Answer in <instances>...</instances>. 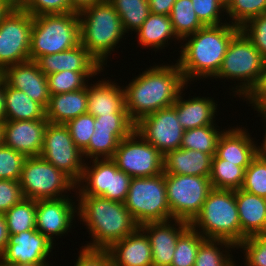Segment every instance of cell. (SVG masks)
<instances>
[{
	"label": "cell",
	"instance_id": "d4e9b609",
	"mask_svg": "<svg viewBox=\"0 0 266 266\" xmlns=\"http://www.w3.org/2000/svg\"><path fill=\"white\" fill-rule=\"evenodd\" d=\"M98 82V83H97ZM87 85V113L97 116L113 115L118 111H127L125 107V91L113 81L98 80Z\"/></svg>",
	"mask_w": 266,
	"mask_h": 266
},
{
	"label": "cell",
	"instance_id": "83f0119b",
	"mask_svg": "<svg viewBox=\"0 0 266 266\" xmlns=\"http://www.w3.org/2000/svg\"><path fill=\"white\" fill-rule=\"evenodd\" d=\"M87 86L80 90L50 95L46 119L53 124H66L69 120L87 113Z\"/></svg>",
	"mask_w": 266,
	"mask_h": 266
},
{
	"label": "cell",
	"instance_id": "f1b7e54d",
	"mask_svg": "<svg viewBox=\"0 0 266 266\" xmlns=\"http://www.w3.org/2000/svg\"><path fill=\"white\" fill-rule=\"evenodd\" d=\"M16 120H47L46 109L5 82V121Z\"/></svg>",
	"mask_w": 266,
	"mask_h": 266
},
{
	"label": "cell",
	"instance_id": "bcb514c9",
	"mask_svg": "<svg viewBox=\"0 0 266 266\" xmlns=\"http://www.w3.org/2000/svg\"><path fill=\"white\" fill-rule=\"evenodd\" d=\"M94 122L95 117L86 113L69 120L65 124L70 131L73 142L81 151L89 145L91 136L95 129Z\"/></svg>",
	"mask_w": 266,
	"mask_h": 266
},
{
	"label": "cell",
	"instance_id": "91938a15",
	"mask_svg": "<svg viewBox=\"0 0 266 266\" xmlns=\"http://www.w3.org/2000/svg\"><path fill=\"white\" fill-rule=\"evenodd\" d=\"M0 266H33V265H23V264L7 262L0 256Z\"/></svg>",
	"mask_w": 266,
	"mask_h": 266
},
{
	"label": "cell",
	"instance_id": "5bb4252c",
	"mask_svg": "<svg viewBox=\"0 0 266 266\" xmlns=\"http://www.w3.org/2000/svg\"><path fill=\"white\" fill-rule=\"evenodd\" d=\"M40 156L66 174L76 185L84 169L82 151L75 145L65 124H47Z\"/></svg>",
	"mask_w": 266,
	"mask_h": 266
},
{
	"label": "cell",
	"instance_id": "7402d4cb",
	"mask_svg": "<svg viewBox=\"0 0 266 266\" xmlns=\"http://www.w3.org/2000/svg\"><path fill=\"white\" fill-rule=\"evenodd\" d=\"M243 128V129H242ZM231 128L224 131L218 141L215 156L241 166L244 170L251 161L258 155V146L254 138L244 127Z\"/></svg>",
	"mask_w": 266,
	"mask_h": 266
},
{
	"label": "cell",
	"instance_id": "7dc6e473",
	"mask_svg": "<svg viewBox=\"0 0 266 266\" xmlns=\"http://www.w3.org/2000/svg\"><path fill=\"white\" fill-rule=\"evenodd\" d=\"M239 248L244 250L245 266H266V234L247 237Z\"/></svg>",
	"mask_w": 266,
	"mask_h": 266
},
{
	"label": "cell",
	"instance_id": "4fadbf2b",
	"mask_svg": "<svg viewBox=\"0 0 266 266\" xmlns=\"http://www.w3.org/2000/svg\"><path fill=\"white\" fill-rule=\"evenodd\" d=\"M164 155L136 130L119 142L112 160L131 178L151 177L163 173Z\"/></svg>",
	"mask_w": 266,
	"mask_h": 266
},
{
	"label": "cell",
	"instance_id": "9f6ffc18",
	"mask_svg": "<svg viewBox=\"0 0 266 266\" xmlns=\"http://www.w3.org/2000/svg\"><path fill=\"white\" fill-rule=\"evenodd\" d=\"M5 121V80L0 75V122Z\"/></svg>",
	"mask_w": 266,
	"mask_h": 266
},
{
	"label": "cell",
	"instance_id": "5b68a950",
	"mask_svg": "<svg viewBox=\"0 0 266 266\" xmlns=\"http://www.w3.org/2000/svg\"><path fill=\"white\" fill-rule=\"evenodd\" d=\"M190 226L205 239H223L238 246L241 226L235 191L213 188Z\"/></svg>",
	"mask_w": 266,
	"mask_h": 266
},
{
	"label": "cell",
	"instance_id": "94428289",
	"mask_svg": "<svg viewBox=\"0 0 266 266\" xmlns=\"http://www.w3.org/2000/svg\"><path fill=\"white\" fill-rule=\"evenodd\" d=\"M3 144V122H0V146Z\"/></svg>",
	"mask_w": 266,
	"mask_h": 266
},
{
	"label": "cell",
	"instance_id": "680465c9",
	"mask_svg": "<svg viewBox=\"0 0 266 266\" xmlns=\"http://www.w3.org/2000/svg\"><path fill=\"white\" fill-rule=\"evenodd\" d=\"M14 5L10 0H0V22L2 17L10 10V8Z\"/></svg>",
	"mask_w": 266,
	"mask_h": 266
},
{
	"label": "cell",
	"instance_id": "8d00e7d4",
	"mask_svg": "<svg viewBox=\"0 0 266 266\" xmlns=\"http://www.w3.org/2000/svg\"><path fill=\"white\" fill-rule=\"evenodd\" d=\"M205 238L189 226L178 238L171 266H194L197 251Z\"/></svg>",
	"mask_w": 266,
	"mask_h": 266
},
{
	"label": "cell",
	"instance_id": "44dd1931",
	"mask_svg": "<svg viewBox=\"0 0 266 266\" xmlns=\"http://www.w3.org/2000/svg\"><path fill=\"white\" fill-rule=\"evenodd\" d=\"M35 62L46 76L64 70L101 73L104 69L81 43L63 52L42 55Z\"/></svg>",
	"mask_w": 266,
	"mask_h": 266
},
{
	"label": "cell",
	"instance_id": "1f68e13d",
	"mask_svg": "<svg viewBox=\"0 0 266 266\" xmlns=\"http://www.w3.org/2000/svg\"><path fill=\"white\" fill-rule=\"evenodd\" d=\"M214 125H205L184 130L180 148L197 150L209 155H215L217 144L224 129L219 131ZM218 130V131H217Z\"/></svg>",
	"mask_w": 266,
	"mask_h": 266
},
{
	"label": "cell",
	"instance_id": "f35d334b",
	"mask_svg": "<svg viewBox=\"0 0 266 266\" xmlns=\"http://www.w3.org/2000/svg\"><path fill=\"white\" fill-rule=\"evenodd\" d=\"M98 72H73L64 70L47 76L50 95L63 94L85 88L90 77ZM87 79V80H86ZM87 82V83H86Z\"/></svg>",
	"mask_w": 266,
	"mask_h": 266
},
{
	"label": "cell",
	"instance_id": "603a6c76",
	"mask_svg": "<svg viewBox=\"0 0 266 266\" xmlns=\"http://www.w3.org/2000/svg\"><path fill=\"white\" fill-rule=\"evenodd\" d=\"M107 250L114 266H152L150 241L140 227Z\"/></svg>",
	"mask_w": 266,
	"mask_h": 266
},
{
	"label": "cell",
	"instance_id": "836d02e7",
	"mask_svg": "<svg viewBox=\"0 0 266 266\" xmlns=\"http://www.w3.org/2000/svg\"><path fill=\"white\" fill-rule=\"evenodd\" d=\"M118 13L125 33L137 31L150 14L148 0H108Z\"/></svg>",
	"mask_w": 266,
	"mask_h": 266
},
{
	"label": "cell",
	"instance_id": "4dcf8cb0",
	"mask_svg": "<svg viewBox=\"0 0 266 266\" xmlns=\"http://www.w3.org/2000/svg\"><path fill=\"white\" fill-rule=\"evenodd\" d=\"M244 175L245 170L241 166L213 156L209 176L213 188L239 190L243 186Z\"/></svg>",
	"mask_w": 266,
	"mask_h": 266
},
{
	"label": "cell",
	"instance_id": "7a4b0ae2",
	"mask_svg": "<svg viewBox=\"0 0 266 266\" xmlns=\"http://www.w3.org/2000/svg\"><path fill=\"white\" fill-rule=\"evenodd\" d=\"M241 28L228 23L204 26L182 40L180 58L176 61L186 84L200 78L215 77L222 65L231 39ZM187 38V39H186Z\"/></svg>",
	"mask_w": 266,
	"mask_h": 266
},
{
	"label": "cell",
	"instance_id": "ba28073f",
	"mask_svg": "<svg viewBox=\"0 0 266 266\" xmlns=\"http://www.w3.org/2000/svg\"><path fill=\"white\" fill-rule=\"evenodd\" d=\"M265 59L252 41L240 30L230 41L222 65L214 78L242 81L232 88L239 97H245L254 87Z\"/></svg>",
	"mask_w": 266,
	"mask_h": 266
},
{
	"label": "cell",
	"instance_id": "6da1fadb",
	"mask_svg": "<svg viewBox=\"0 0 266 266\" xmlns=\"http://www.w3.org/2000/svg\"><path fill=\"white\" fill-rule=\"evenodd\" d=\"M185 86L177 63L147 68L124 88L129 118L137 123L148 114L172 106Z\"/></svg>",
	"mask_w": 266,
	"mask_h": 266
},
{
	"label": "cell",
	"instance_id": "cb8c5ba5",
	"mask_svg": "<svg viewBox=\"0 0 266 266\" xmlns=\"http://www.w3.org/2000/svg\"><path fill=\"white\" fill-rule=\"evenodd\" d=\"M238 208L241 242L249 236L266 234V198L235 190Z\"/></svg>",
	"mask_w": 266,
	"mask_h": 266
},
{
	"label": "cell",
	"instance_id": "d590c367",
	"mask_svg": "<svg viewBox=\"0 0 266 266\" xmlns=\"http://www.w3.org/2000/svg\"><path fill=\"white\" fill-rule=\"evenodd\" d=\"M170 19L174 32L181 41L204 27L196 16L191 0H176Z\"/></svg>",
	"mask_w": 266,
	"mask_h": 266
},
{
	"label": "cell",
	"instance_id": "681fc988",
	"mask_svg": "<svg viewBox=\"0 0 266 266\" xmlns=\"http://www.w3.org/2000/svg\"><path fill=\"white\" fill-rule=\"evenodd\" d=\"M20 181L0 179V213H6L23 199Z\"/></svg>",
	"mask_w": 266,
	"mask_h": 266
},
{
	"label": "cell",
	"instance_id": "74e56055",
	"mask_svg": "<svg viewBox=\"0 0 266 266\" xmlns=\"http://www.w3.org/2000/svg\"><path fill=\"white\" fill-rule=\"evenodd\" d=\"M130 134L94 132L89 145L82 151V155L92 160L101 157L102 159H112L119 142Z\"/></svg>",
	"mask_w": 266,
	"mask_h": 266
},
{
	"label": "cell",
	"instance_id": "ac0fdd59",
	"mask_svg": "<svg viewBox=\"0 0 266 266\" xmlns=\"http://www.w3.org/2000/svg\"><path fill=\"white\" fill-rule=\"evenodd\" d=\"M171 221L170 219L161 222H151L140 226L150 241L152 266H171L177 240L190 226L187 221L177 219H173L175 223Z\"/></svg>",
	"mask_w": 266,
	"mask_h": 266
},
{
	"label": "cell",
	"instance_id": "c3c4849f",
	"mask_svg": "<svg viewBox=\"0 0 266 266\" xmlns=\"http://www.w3.org/2000/svg\"><path fill=\"white\" fill-rule=\"evenodd\" d=\"M241 30L266 60V13L250 19Z\"/></svg>",
	"mask_w": 266,
	"mask_h": 266
},
{
	"label": "cell",
	"instance_id": "f5cc1de1",
	"mask_svg": "<svg viewBox=\"0 0 266 266\" xmlns=\"http://www.w3.org/2000/svg\"><path fill=\"white\" fill-rule=\"evenodd\" d=\"M176 0H148L150 13L170 16Z\"/></svg>",
	"mask_w": 266,
	"mask_h": 266
},
{
	"label": "cell",
	"instance_id": "2e32d148",
	"mask_svg": "<svg viewBox=\"0 0 266 266\" xmlns=\"http://www.w3.org/2000/svg\"><path fill=\"white\" fill-rule=\"evenodd\" d=\"M54 243L36 229L9 234L8 243L1 257L11 263L49 266L47 257Z\"/></svg>",
	"mask_w": 266,
	"mask_h": 266
},
{
	"label": "cell",
	"instance_id": "52a82bcc",
	"mask_svg": "<svg viewBox=\"0 0 266 266\" xmlns=\"http://www.w3.org/2000/svg\"><path fill=\"white\" fill-rule=\"evenodd\" d=\"M124 205L139 227L146 223L173 220L168 206L165 174L131 178Z\"/></svg>",
	"mask_w": 266,
	"mask_h": 266
},
{
	"label": "cell",
	"instance_id": "30bf717a",
	"mask_svg": "<svg viewBox=\"0 0 266 266\" xmlns=\"http://www.w3.org/2000/svg\"><path fill=\"white\" fill-rule=\"evenodd\" d=\"M168 206L173 219L191 223L213 189L209 177L165 174Z\"/></svg>",
	"mask_w": 266,
	"mask_h": 266
},
{
	"label": "cell",
	"instance_id": "4316f807",
	"mask_svg": "<svg viewBox=\"0 0 266 266\" xmlns=\"http://www.w3.org/2000/svg\"><path fill=\"white\" fill-rule=\"evenodd\" d=\"M182 91L179 93L176 102L172 105L176 110L178 121L184 130L215 125V112L217 105L214 98L193 97L183 100Z\"/></svg>",
	"mask_w": 266,
	"mask_h": 266
},
{
	"label": "cell",
	"instance_id": "8fae6325",
	"mask_svg": "<svg viewBox=\"0 0 266 266\" xmlns=\"http://www.w3.org/2000/svg\"><path fill=\"white\" fill-rule=\"evenodd\" d=\"M33 16L14 4L0 22V73L8 66L30 61Z\"/></svg>",
	"mask_w": 266,
	"mask_h": 266
},
{
	"label": "cell",
	"instance_id": "277c9868",
	"mask_svg": "<svg viewBox=\"0 0 266 266\" xmlns=\"http://www.w3.org/2000/svg\"><path fill=\"white\" fill-rule=\"evenodd\" d=\"M78 16L80 43L104 67L111 51L126 35L120 16L108 0L83 10Z\"/></svg>",
	"mask_w": 266,
	"mask_h": 266
},
{
	"label": "cell",
	"instance_id": "ffe728a7",
	"mask_svg": "<svg viewBox=\"0 0 266 266\" xmlns=\"http://www.w3.org/2000/svg\"><path fill=\"white\" fill-rule=\"evenodd\" d=\"M48 120L3 122V144L26 157L40 156Z\"/></svg>",
	"mask_w": 266,
	"mask_h": 266
},
{
	"label": "cell",
	"instance_id": "e0dca14e",
	"mask_svg": "<svg viewBox=\"0 0 266 266\" xmlns=\"http://www.w3.org/2000/svg\"><path fill=\"white\" fill-rule=\"evenodd\" d=\"M68 196L36 201V230L53 243L54 236L68 234L77 213L76 202Z\"/></svg>",
	"mask_w": 266,
	"mask_h": 266
},
{
	"label": "cell",
	"instance_id": "f907efd6",
	"mask_svg": "<svg viewBox=\"0 0 266 266\" xmlns=\"http://www.w3.org/2000/svg\"><path fill=\"white\" fill-rule=\"evenodd\" d=\"M80 253L74 266H114L107 249H90L80 247Z\"/></svg>",
	"mask_w": 266,
	"mask_h": 266
},
{
	"label": "cell",
	"instance_id": "f6af8a7d",
	"mask_svg": "<svg viewBox=\"0 0 266 266\" xmlns=\"http://www.w3.org/2000/svg\"><path fill=\"white\" fill-rule=\"evenodd\" d=\"M191 1L197 18L204 26H217L224 24L221 20L222 19L221 13L226 11L225 0H191Z\"/></svg>",
	"mask_w": 266,
	"mask_h": 266
},
{
	"label": "cell",
	"instance_id": "484cf974",
	"mask_svg": "<svg viewBox=\"0 0 266 266\" xmlns=\"http://www.w3.org/2000/svg\"><path fill=\"white\" fill-rule=\"evenodd\" d=\"M213 156L191 149L169 151L164 155L163 173L209 177Z\"/></svg>",
	"mask_w": 266,
	"mask_h": 266
},
{
	"label": "cell",
	"instance_id": "7c38bea8",
	"mask_svg": "<svg viewBox=\"0 0 266 266\" xmlns=\"http://www.w3.org/2000/svg\"><path fill=\"white\" fill-rule=\"evenodd\" d=\"M92 161L93 164L90 167L84 164L82 177L76 185L77 195L100 196L124 203L131 177L119 170L112 159H93Z\"/></svg>",
	"mask_w": 266,
	"mask_h": 266
},
{
	"label": "cell",
	"instance_id": "db71d44e",
	"mask_svg": "<svg viewBox=\"0 0 266 266\" xmlns=\"http://www.w3.org/2000/svg\"><path fill=\"white\" fill-rule=\"evenodd\" d=\"M9 239V233L6 226V220L3 214L0 213V256L6 249Z\"/></svg>",
	"mask_w": 266,
	"mask_h": 266
},
{
	"label": "cell",
	"instance_id": "ee69618b",
	"mask_svg": "<svg viewBox=\"0 0 266 266\" xmlns=\"http://www.w3.org/2000/svg\"><path fill=\"white\" fill-rule=\"evenodd\" d=\"M94 128V132L132 133L135 123L129 118L127 111H118L113 115L95 117Z\"/></svg>",
	"mask_w": 266,
	"mask_h": 266
},
{
	"label": "cell",
	"instance_id": "ab89813d",
	"mask_svg": "<svg viewBox=\"0 0 266 266\" xmlns=\"http://www.w3.org/2000/svg\"><path fill=\"white\" fill-rule=\"evenodd\" d=\"M225 14L230 17L232 25L239 28L250 19L266 13V0H225Z\"/></svg>",
	"mask_w": 266,
	"mask_h": 266
},
{
	"label": "cell",
	"instance_id": "e575fe53",
	"mask_svg": "<svg viewBox=\"0 0 266 266\" xmlns=\"http://www.w3.org/2000/svg\"><path fill=\"white\" fill-rule=\"evenodd\" d=\"M3 215L9 234L36 229V200L23 198Z\"/></svg>",
	"mask_w": 266,
	"mask_h": 266
},
{
	"label": "cell",
	"instance_id": "d6a6232c",
	"mask_svg": "<svg viewBox=\"0 0 266 266\" xmlns=\"http://www.w3.org/2000/svg\"><path fill=\"white\" fill-rule=\"evenodd\" d=\"M223 247L226 248L225 251ZM230 248H237V246L223 239H205L197 251L194 266H236L231 258L232 255L226 251Z\"/></svg>",
	"mask_w": 266,
	"mask_h": 266
},
{
	"label": "cell",
	"instance_id": "8992f818",
	"mask_svg": "<svg viewBox=\"0 0 266 266\" xmlns=\"http://www.w3.org/2000/svg\"><path fill=\"white\" fill-rule=\"evenodd\" d=\"M80 44L78 13L42 14L33 17L30 61L42 55L63 52Z\"/></svg>",
	"mask_w": 266,
	"mask_h": 266
},
{
	"label": "cell",
	"instance_id": "f546056e",
	"mask_svg": "<svg viewBox=\"0 0 266 266\" xmlns=\"http://www.w3.org/2000/svg\"><path fill=\"white\" fill-rule=\"evenodd\" d=\"M136 34L139 45L155 48L156 51L163 49L171 38L180 41L174 32L170 16L162 14L150 13Z\"/></svg>",
	"mask_w": 266,
	"mask_h": 266
},
{
	"label": "cell",
	"instance_id": "816d5d0a",
	"mask_svg": "<svg viewBox=\"0 0 266 266\" xmlns=\"http://www.w3.org/2000/svg\"><path fill=\"white\" fill-rule=\"evenodd\" d=\"M245 98L249 100V103L254 107L266 104V60L264 61L258 81L244 99Z\"/></svg>",
	"mask_w": 266,
	"mask_h": 266
},
{
	"label": "cell",
	"instance_id": "9c48e42d",
	"mask_svg": "<svg viewBox=\"0 0 266 266\" xmlns=\"http://www.w3.org/2000/svg\"><path fill=\"white\" fill-rule=\"evenodd\" d=\"M20 186L24 198L36 201L60 199L66 197L65 192L76 189V184L66 174L41 156L26 157Z\"/></svg>",
	"mask_w": 266,
	"mask_h": 266
},
{
	"label": "cell",
	"instance_id": "d6986e66",
	"mask_svg": "<svg viewBox=\"0 0 266 266\" xmlns=\"http://www.w3.org/2000/svg\"><path fill=\"white\" fill-rule=\"evenodd\" d=\"M0 75L8 86L25 92L32 100L47 108L50 98L47 76L35 61L8 66Z\"/></svg>",
	"mask_w": 266,
	"mask_h": 266
},
{
	"label": "cell",
	"instance_id": "6f0895ef",
	"mask_svg": "<svg viewBox=\"0 0 266 266\" xmlns=\"http://www.w3.org/2000/svg\"><path fill=\"white\" fill-rule=\"evenodd\" d=\"M253 108H255L256 111H258V113H260V115H262L263 119L266 120V104L258 106V107H253ZM264 122H266V121H264ZM265 131H266V129H265ZM258 151H259V153L266 154V132L264 135L263 143H261V146L258 145Z\"/></svg>",
	"mask_w": 266,
	"mask_h": 266
},
{
	"label": "cell",
	"instance_id": "3957f363",
	"mask_svg": "<svg viewBox=\"0 0 266 266\" xmlns=\"http://www.w3.org/2000/svg\"><path fill=\"white\" fill-rule=\"evenodd\" d=\"M77 198V216L93 238L86 248L108 249L139 227L123 202L100 196L79 195Z\"/></svg>",
	"mask_w": 266,
	"mask_h": 266
},
{
	"label": "cell",
	"instance_id": "b9f144b4",
	"mask_svg": "<svg viewBox=\"0 0 266 266\" xmlns=\"http://www.w3.org/2000/svg\"><path fill=\"white\" fill-rule=\"evenodd\" d=\"M26 156L2 144L0 146V179L20 181Z\"/></svg>",
	"mask_w": 266,
	"mask_h": 266
},
{
	"label": "cell",
	"instance_id": "7bdbcfd3",
	"mask_svg": "<svg viewBox=\"0 0 266 266\" xmlns=\"http://www.w3.org/2000/svg\"><path fill=\"white\" fill-rule=\"evenodd\" d=\"M16 5L33 17L42 14H66L73 12L70 0H19Z\"/></svg>",
	"mask_w": 266,
	"mask_h": 266
},
{
	"label": "cell",
	"instance_id": "9a60e30c",
	"mask_svg": "<svg viewBox=\"0 0 266 266\" xmlns=\"http://www.w3.org/2000/svg\"><path fill=\"white\" fill-rule=\"evenodd\" d=\"M135 130L163 155L180 148L184 133L173 106L142 117Z\"/></svg>",
	"mask_w": 266,
	"mask_h": 266
},
{
	"label": "cell",
	"instance_id": "60d3db41",
	"mask_svg": "<svg viewBox=\"0 0 266 266\" xmlns=\"http://www.w3.org/2000/svg\"><path fill=\"white\" fill-rule=\"evenodd\" d=\"M242 190L266 198V154L258 153L245 169Z\"/></svg>",
	"mask_w": 266,
	"mask_h": 266
},
{
	"label": "cell",
	"instance_id": "11a10c76",
	"mask_svg": "<svg viewBox=\"0 0 266 266\" xmlns=\"http://www.w3.org/2000/svg\"><path fill=\"white\" fill-rule=\"evenodd\" d=\"M103 0H70L73 12L80 13L83 10L92 7L93 5L102 2Z\"/></svg>",
	"mask_w": 266,
	"mask_h": 266
},
{
	"label": "cell",
	"instance_id": "6125c7cd",
	"mask_svg": "<svg viewBox=\"0 0 266 266\" xmlns=\"http://www.w3.org/2000/svg\"><path fill=\"white\" fill-rule=\"evenodd\" d=\"M11 2H13L14 4H17L19 0H10Z\"/></svg>",
	"mask_w": 266,
	"mask_h": 266
}]
</instances>
